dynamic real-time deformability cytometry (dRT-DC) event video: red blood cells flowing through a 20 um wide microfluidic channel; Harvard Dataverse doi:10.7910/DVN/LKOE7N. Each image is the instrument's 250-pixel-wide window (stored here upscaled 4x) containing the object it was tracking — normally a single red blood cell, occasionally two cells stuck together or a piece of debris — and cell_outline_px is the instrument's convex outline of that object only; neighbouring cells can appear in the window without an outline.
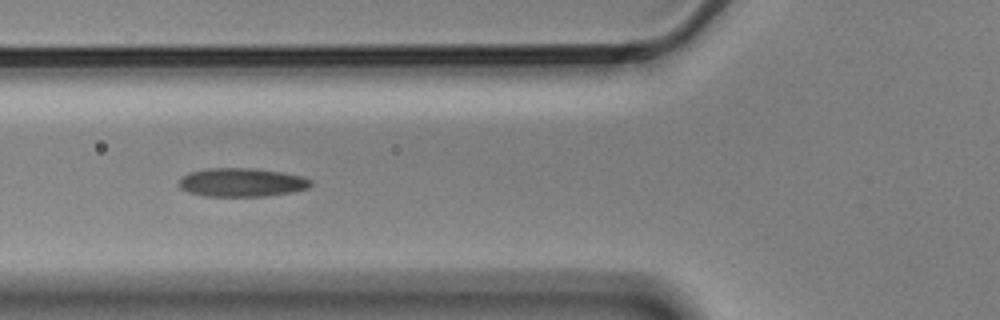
{"species": "Egyptian fruit bat (a non-hibernating species)", "species_latin": "Rousettus aegyptiacus", "temperature_condition": "cold", "stored_images_in_passage": 12, "segment_of_instrument_passage": [1, 2], "camera_frame_rate_fps": 3000, "um_per_image_px": 0.085, "animal": {"sex": "male"}, "frame": {"image": 1, "passage_image": 2, "time_ms": 0.333, "image_size_px": [1000, 320], "cell_outline_px": [[312, 184], [308, 188], [292, 192], [264, 196], [204, 196], [188, 192], [180, 188], [180, 180], [188, 172], [208, 168], [256, 168], [280, 172], [300, 176], [312, 180]], "centroid_in_image_um": [20.54, 15.5], "position_along_channel_um": 105.3, "area_um2": 21.91}}
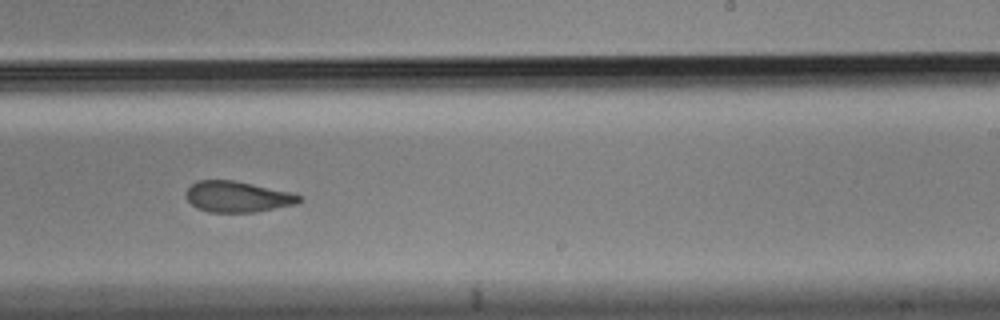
{"frame": {"image": 2, "passage_image": 6, "time_ms": 1.667, "image_size_px": [1000, 320], "cell_outline_px": [[304, 200], [296, 204], [256, 212], [208, 212], [196, 208], [184, 196], [184, 192], [196, 180], [232, 180], [252, 184], [288, 192], [300, 196]], "centroid_in_image_um": [20.14, 16.73], "position_along_channel_um": 268.9, "area_um2": 20.35}}
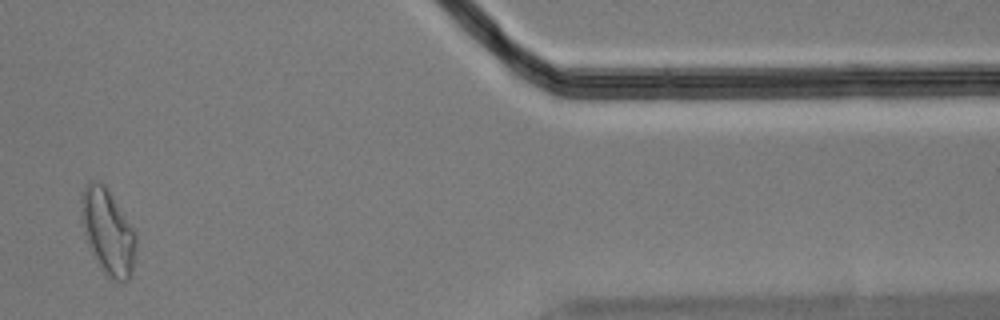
{"frame": {"image": 3, "passage_image": 10, "time_ms": 3.0, "image_size_px": [1000, 320], "cell_outline_px": [[136, 248], [132, 276], [128, 280], [116, 280], [104, 276], [88, 244], [84, 232], [80, 212], [80, 200], [84, 184], [92, 180], [100, 180], [104, 184], [136, 232]], "centroid_in_image_um": [9.16, 19.69], "position_along_channel_um": 402.2, "area_um2": 27.51}}